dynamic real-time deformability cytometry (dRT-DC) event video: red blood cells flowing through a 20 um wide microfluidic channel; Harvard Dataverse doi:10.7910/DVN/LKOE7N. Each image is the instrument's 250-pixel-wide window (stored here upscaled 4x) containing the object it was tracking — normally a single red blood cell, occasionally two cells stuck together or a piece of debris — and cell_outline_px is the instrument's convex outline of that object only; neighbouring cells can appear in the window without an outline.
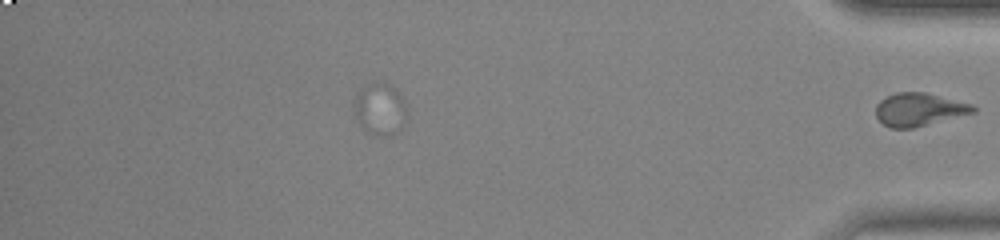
{"species": "common noctule bat (a hibernating species)", "species_latin": "Nyctalus noctula", "temperature_condition": "warm", "stored_images_in_passage": 50, "segment_of_instrument_passage": [2, 2], "camera_frame_rate_fps": 3000, "um_per_image_px": 0.085, "animal": {"sex": "female", "body_mass_g": 23.0, "forearm_length_mm": 53.4}, "frame": {"image": 1, "passage_image": 50, "time_ms": 16.333, "image_size_px": [1000, 240], "cell_outline_px": [[976, 112], [912, 128], [892, 128], [884, 124], [876, 116], [876, 104], [880, 100], [896, 92], [924, 92], [972, 104], [976, 108]], "centroid_in_image_um": [78.12, 9.3], "position_along_channel_um": 357.1, "area_um2": 18.5}}